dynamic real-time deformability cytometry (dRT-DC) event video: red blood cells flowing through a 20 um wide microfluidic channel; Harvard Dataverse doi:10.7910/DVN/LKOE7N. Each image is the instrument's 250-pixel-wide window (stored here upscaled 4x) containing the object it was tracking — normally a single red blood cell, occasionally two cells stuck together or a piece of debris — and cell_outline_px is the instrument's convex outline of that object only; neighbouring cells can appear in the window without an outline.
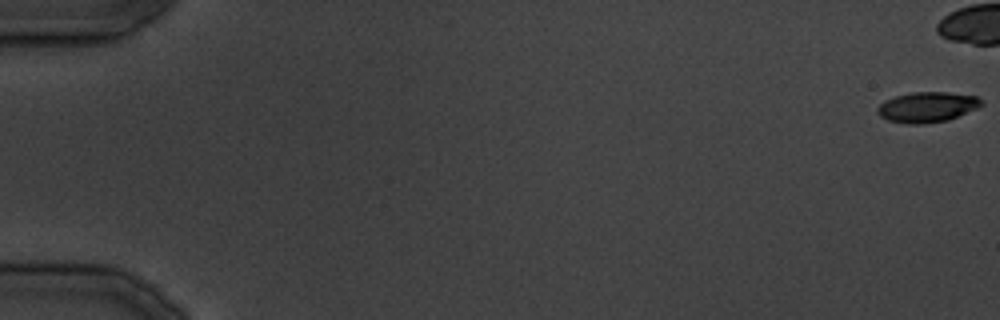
{"species": "common noctule bat (a hibernating species)", "species_latin": "Nyctalus noctula", "temperature_condition": "cold", "stored_images_in_passage": 9, "camera_frame_rate_fps": 3000, "um_per_image_px": 0.085, "animal": {"sex": "male", "body_mass_g": 19.5, "forearm_length_mm": 54.6}, "frame": {"image": 1, "passage_image": 1, "time_ms": 0.0, "image_size_px": [1000, 320], "cell_outline_px": [[984, 104], [976, 108], [948, 120], [920, 124], [908, 124], [888, 120], [880, 116], [876, 112], [876, 108], [884, 100], [896, 96], [912, 92], [948, 92], [976, 96]], "centroid_in_image_um": [78.77, 9.1], "position_along_channel_um": 6.2, "area_um2": 18.26}}